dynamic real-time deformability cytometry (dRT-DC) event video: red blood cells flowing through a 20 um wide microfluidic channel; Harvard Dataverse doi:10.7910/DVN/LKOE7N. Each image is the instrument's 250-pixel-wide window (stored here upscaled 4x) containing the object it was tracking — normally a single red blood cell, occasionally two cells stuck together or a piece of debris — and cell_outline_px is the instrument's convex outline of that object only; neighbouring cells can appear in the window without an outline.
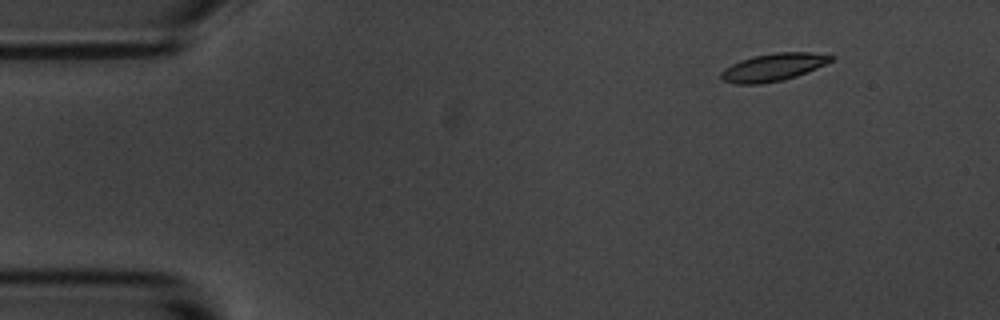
{"species": "common noctule bat (a hibernating species)", "species_latin": "Nyctalus noctula", "temperature_condition": "room temperature", "stored_images_in_passage": 5, "camera_frame_rate_fps": 3000, "um_per_image_px": 0.085, "animal": {"sex": "male", "body_mass_g": 20.1, "forearm_length_mm": 53.5}, "frame": {"image": 1, "passage_image": 2, "time_ms": 0.333, "image_size_px": [1000, 320], "cell_outline_px": [[836, 56], [832, 60], [816, 68], [796, 76], [784, 80], [760, 84], [736, 84], [720, 80], [720, 72], [724, 68], [740, 60], [752, 56], [776, 52], [812, 52]], "centroid_in_image_um": [65.68, 5.71], "position_along_channel_um": 19.3, "area_um2": 17.8}}
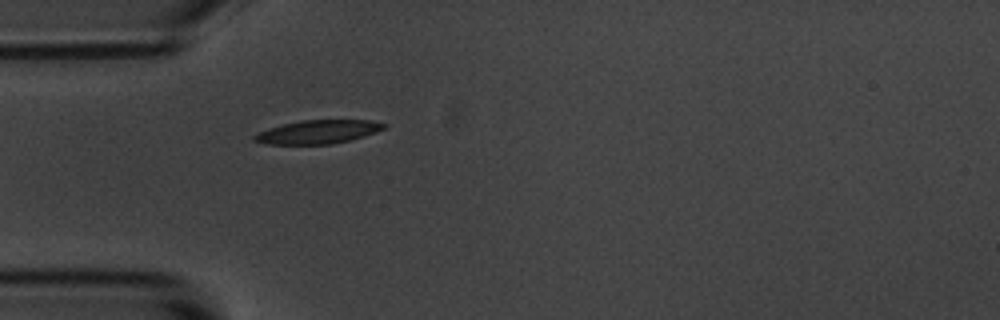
{"frame": {"image": 2, "passage_image": 5, "time_ms": 1.333, "image_size_px": [1000, 320], "cell_outline_px": [[388, 124], [384, 128], [376, 132], [364, 136], [332, 144], [264, 144], [252, 140], [252, 136], [268, 128], [300, 120], [372, 120]], "centroid_in_image_um": [27.02, 11.21], "position_along_channel_um": 58.0, "area_um2": 17.74}}